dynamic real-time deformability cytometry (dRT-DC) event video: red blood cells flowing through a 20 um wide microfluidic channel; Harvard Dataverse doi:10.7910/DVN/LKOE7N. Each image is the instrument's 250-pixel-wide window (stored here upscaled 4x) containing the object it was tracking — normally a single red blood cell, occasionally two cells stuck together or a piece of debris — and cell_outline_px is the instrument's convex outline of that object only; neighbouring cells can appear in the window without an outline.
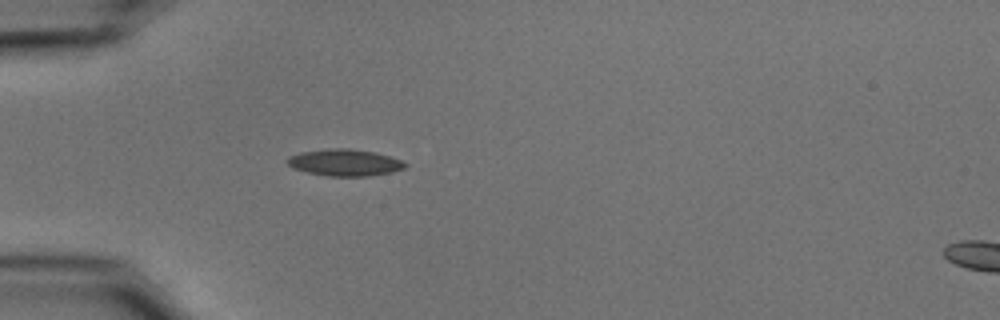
{"species": "common noctule bat (a hibernating species)", "species_latin": "Nyctalus noctula", "temperature_condition": "cold", "stored_images_in_passage": 39, "camera_frame_rate_fps": 3000, "um_per_image_px": 0.085, "animal": {"sex": "male", "body_mass_g": 15.6}, "frame": {"image": 1, "passage_image": 1, "time_ms": 0.0, "image_size_px": [1000, 320], "cell_outline_px": [[408, 164], [404, 168], [392, 172], [368, 176], [328, 176], [308, 172], [292, 168], [284, 160], [288, 156], [300, 152], [332, 148], [348, 148], [376, 152], [400, 160]], "centroid_in_image_um": [29.27, 13.81], "position_along_channel_um": 55.7, "area_um2": 18.38}}
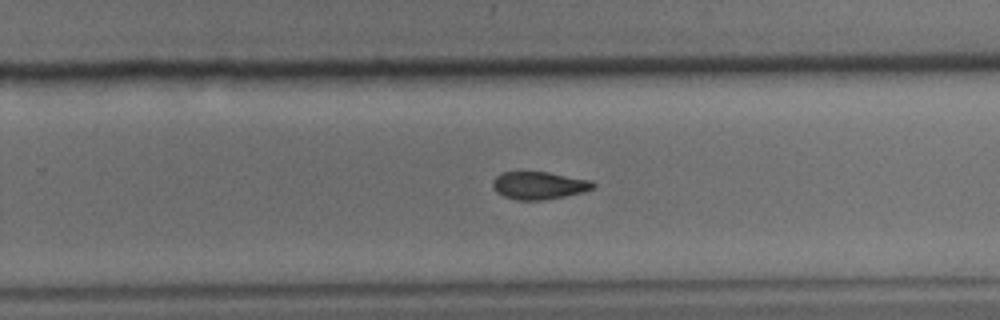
{"frame": {"image": 2, "passage_image": 20, "time_ms": 6.333, "image_size_px": [1000, 320], "cell_outline_px": [[596, 188], [584, 192], [564, 196], [540, 200], [516, 200], [504, 196], [496, 192], [492, 188], [492, 180], [500, 172], [548, 172], [592, 180], [596, 184]], "centroid_in_image_um": [45.82, 15.76], "position_along_channel_um": 284.0, "area_um2": 16.36}}
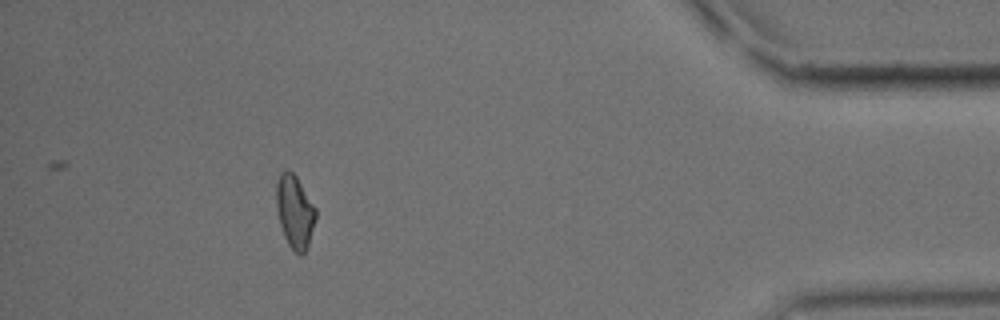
{"frame": {"image": 3, "passage_image": 34, "time_ms": 11.0, "image_size_px": [1000, 320], "cell_outline_px": [[316, 220], [308, 244], [304, 252], [300, 256], [288, 244], [284, 236], [280, 224], [276, 208], [276, 180], [280, 172], [284, 168], [288, 168], [296, 176], [316, 208]], "centroid_in_image_um": [25.04, 17.94], "position_along_channel_um": 410.2, "area_um2": 16.88}, "authors_computed_cell_mechanics": {"area_um2": 16.8198, "velocity_mm_per_s": 3.7252, "shape_relaxation_time_tau1_ms": 7.3707, "shape_relaxation_time_tau2_ms": 3.9168, "deformation_change_tau1": 0.1604, "deformation_change_tau2": 0.0947}}